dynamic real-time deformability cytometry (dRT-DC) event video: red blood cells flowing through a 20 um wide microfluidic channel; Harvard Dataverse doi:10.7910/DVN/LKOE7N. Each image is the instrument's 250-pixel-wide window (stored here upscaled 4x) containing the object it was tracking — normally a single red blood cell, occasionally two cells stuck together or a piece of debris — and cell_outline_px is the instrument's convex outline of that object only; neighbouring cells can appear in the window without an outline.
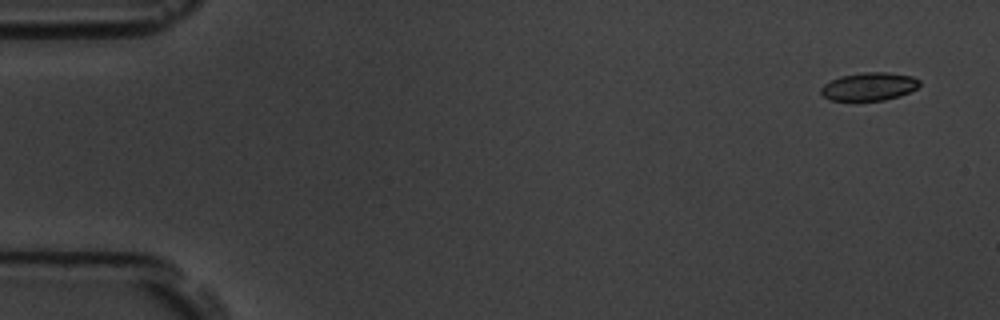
{"species": "common noctule bat (a hibernating species)", "species_latin": "Nyctalus noctula", "temperature_condition": "room temperature", "stored_images_in_passage": 5, "camera_frame_rate_fps": 3000, "um_per_image_px": 0.085, "animal": {"sex": "male", "body_mass_g": 19.5, "forearm_length_mm": 54.6}, "frame": {"image": 1, "passage_image": 1, "time_ms": 0.0, "image_size_px": [1000, 320], "cell_outline_px": [[920, 84], [916, 88], [900, 96], [884, 100], [832, 100], [824, 96], [820, 92], [820, 88], [824, 84], [840, 76], [860, 72], [888, 72], [912, 76], [920, 80]], "centroid_in_image_um": [73.88, 7.34], "position_along_channel_um": 11.1, "area_um2": 16.07}}
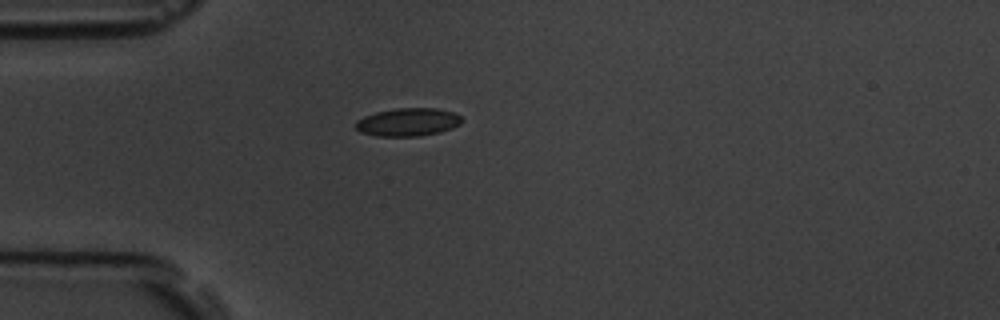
{"frame": {"image": 2, "passage_image": 4, "time_ms": 4.333, "image_size_px": [1000, 320], "cell_outline_px": [[464, 120], [460, 124], [452, 128], [440, 132], [420, 136], [376, 136], [360, 132], [356, 128], [356, 120], [364, 116], [376, 112], [396, 108], [436, 108], [452, 112], [460, 116]], "centroid_in_image_um": [34.68, 10.38], "position_along_channel_um": 50.3, "area_um2": 17.4}}